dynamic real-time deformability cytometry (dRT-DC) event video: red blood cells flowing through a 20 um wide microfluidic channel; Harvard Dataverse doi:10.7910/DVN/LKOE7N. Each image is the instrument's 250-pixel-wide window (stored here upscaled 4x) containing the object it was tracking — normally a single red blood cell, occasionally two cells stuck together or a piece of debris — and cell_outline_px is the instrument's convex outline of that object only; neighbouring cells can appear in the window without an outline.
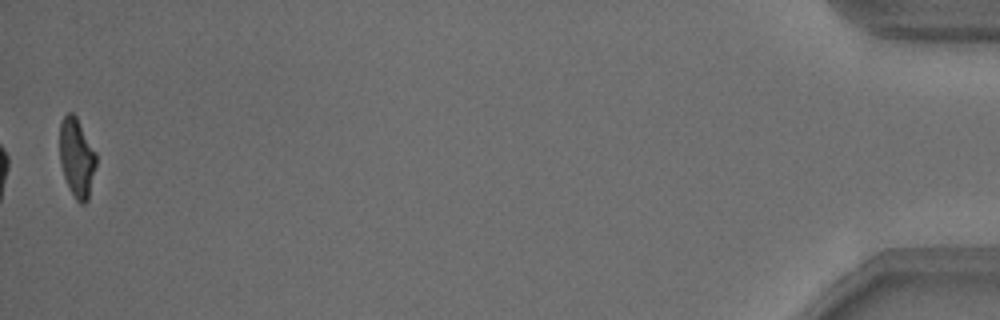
{"species": "common noctule bat (a hibernating species)", "species_latin": "Nyctalus noctula", "temperature_condition": "warm", "stored_images_in_passage": 38, "camera_frame_rate_fps": 3000, "um_per_image_px": 0.085, "animal": {"sex": "male", "body_mass_g": 18.8}, "frame": {"image": 1, "passage_image": 38, "time_ms": 12.333, "image_size_px": [1000, 320], "cell_outline_px": [[96, 164], [88, 200], [84, 204], [80, 204], [76, 200], [64, 176], [60, 160], [60, 124], [64, 116], [68, 112], [72, 112], [76, 116], [96, 152]], "centroid_in_image_um": [6.53, 13.39], "position_along_channel_um": 428.7, "area_um2": 16.59}, "authors_computed_cell_mechanics": {"area_um2": 18.7561, "velocity_mm_per_s": 3.8335, "shape_relaxation_time_tau1_ms": 3.6051, "shape_relaxation_time_tau2_ms": 1.671, "deformation_change_tau1": 0.1643, "deformation_change_tau2": 0.0695}}